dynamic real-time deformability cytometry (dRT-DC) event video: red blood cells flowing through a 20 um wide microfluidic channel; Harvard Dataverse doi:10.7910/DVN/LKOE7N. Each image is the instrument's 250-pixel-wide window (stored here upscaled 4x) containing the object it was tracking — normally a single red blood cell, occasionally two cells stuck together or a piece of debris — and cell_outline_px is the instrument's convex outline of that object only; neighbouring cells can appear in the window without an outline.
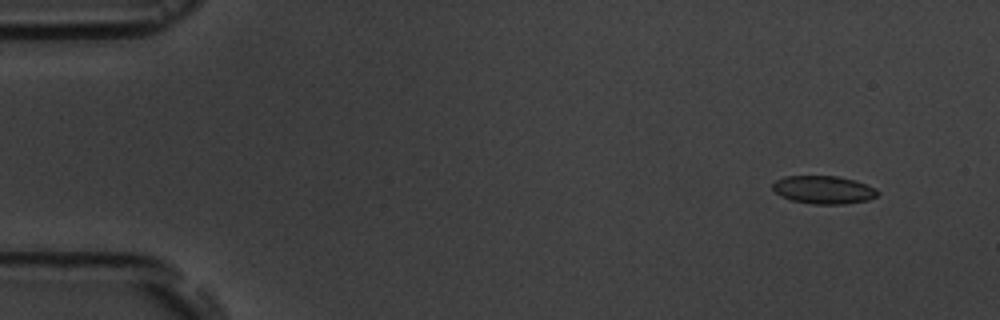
{"species": "common noctule bat (a hibernating species)", "species_latin": "Nyctalus noctula", "temperature_condition": "room temperature", "stored_images_in_passage": 5, "camera_frame_rate_fps": 3000, "um_per_image_px": 0.085, "animal": {"sex": "male", "body_mass_g": 19.5, "forearm_length_mm": 54.6}, "frame": {"image": 1, "passage_image": 2, "time_ms": 1.333, "image_size_px": [1000, 320], "cell_outline_px": [[880, 192], [876, 196], [868, 200], [844, 204], [812, 204], [792, 200], [780, 196], [772, 188], [772, 184], [776, 180], [784, 176], [836, 176], [856, 180], [876, 188]], "centroid_in_image_um": [70.01, 16.13], "position_along_channel_um": 15.0, "area_um2": 17.22}}
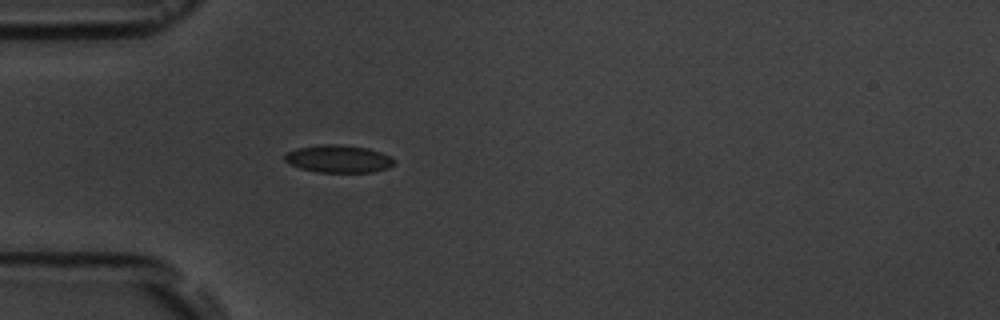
{"frame": {"image": 2, "passage_image": 5, "time_ms": 5.333, "image_size_px": [1000, 320], "cell_outline_px": [[396, 164], [388, 168], [372, 172], [316, 172], [300, 168], [288, 164], [284, 160], [284, 152], [296, 148], [320, 144], [340, 144], [368, 148], [380, 152], [396, 160]], "centroid_in_image_um": [28.73, 13.5], "position_along_channel_um": 56.3, "area_um2": 17.86}}